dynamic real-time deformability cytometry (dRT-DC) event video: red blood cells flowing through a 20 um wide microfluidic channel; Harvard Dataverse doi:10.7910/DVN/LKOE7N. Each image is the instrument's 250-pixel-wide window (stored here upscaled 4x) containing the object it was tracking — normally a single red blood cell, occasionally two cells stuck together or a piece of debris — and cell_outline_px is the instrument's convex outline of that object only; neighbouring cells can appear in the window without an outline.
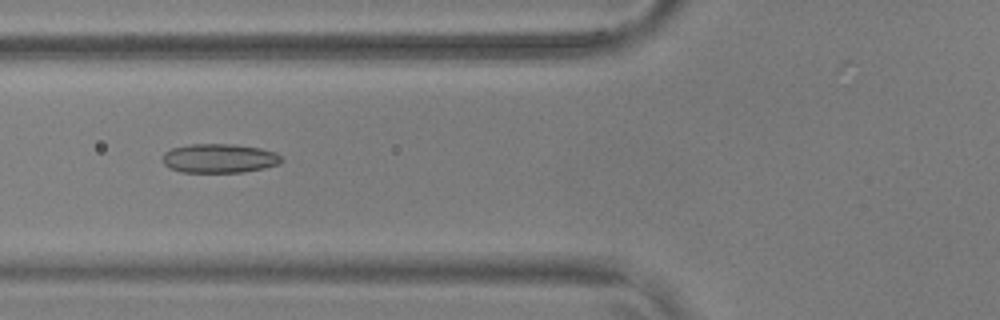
{"species": "common noctule bat (a hibernating species)", "species_latin": "Nyctalus noctula", "temperature_condition": "warm", "stored_images_in_passage": 56, "camera_frame_rate_fps": 3000, "um_per_image_px": 0.085, "animal": {"sex": "male", "body_mass_g": 17.9, "forearm_length_mm": 54.2}, "frame": {"image": 1, "passage_image": 22, "time_ms": 7.0, "image_size_px": [1000, 320], "cell_outline_px": [[284, 160], [280, 164], [264, 168], [244, 172], [180, 172], [168, 168], [160, 160], [164, 152], [172, 148], [188, 144], [232, 144], [260, 148], [276, 152]], "centroid_in_image_um": [18.61, 13.46], "position_along_channel_um": 107.2, "area_um2": 20.46}}
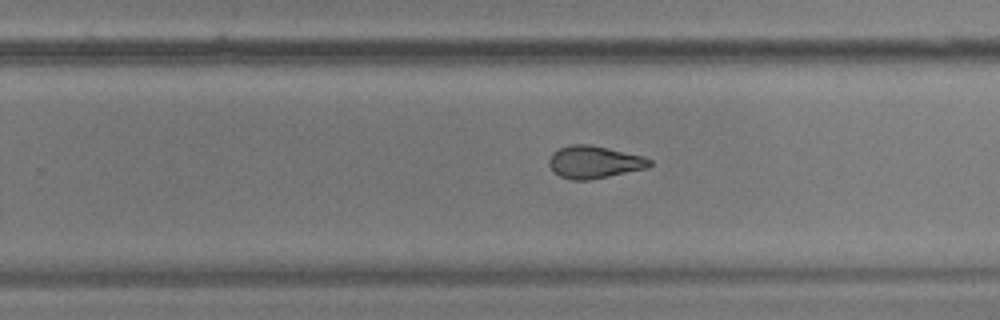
{"frame": {"image": 2, "passage_image": 36, "time_ms": 11.667, "image_size_px": [1000, 320], "cell_outline_px": [[652, 164], [648, 168], [588, 180], [572, 180], [560, 176], [552, 172], [548, 164], [548, 160], [552, 152], [568, 144], [588, 144], [608, 148], [644, 156], [652, 160]], "centroid_in_image_um": [50.48, 13.77], "position_along_channel_um": 279.3, "area_um2": 19.19}}
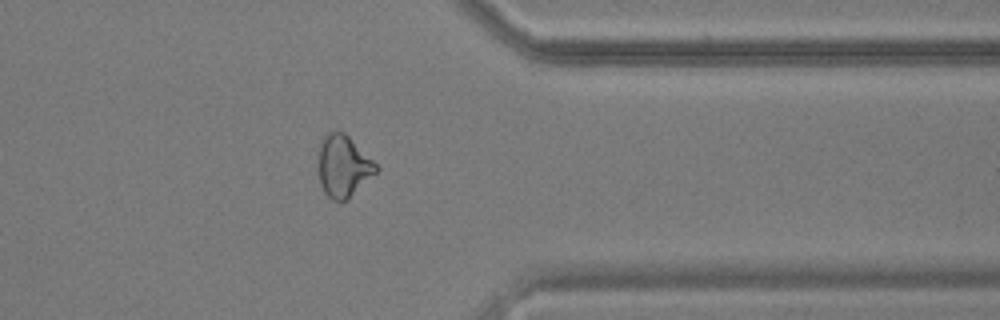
{"frame": {"image": 3, "passage_image": 45, "time_ms": 14.667, "image_size_px": [1000, 320], "cell_outline_px": [[380, 168], [348, 200], [332, 200], [324, 192], [320, 184], [316, 168], [316, 152], [320, 140], [328, 132], [344, 132]], "centroid_in_image_um": [29.1, 14.12], "position_along_channel_um": 382.3, "area_um2": 21.15}, "authors_computed_cell_mechanics": {"area_um2": 20.9814, "velocity_mm_per_s": 3.6893, "shape_relaxation_time_tau1_ms": 8.2778, "shape_relaxation_time_tau2_ms": 2.329, "deformation_change_tau1": 0.1796, "deformation_change_tau2": 0.0944}}